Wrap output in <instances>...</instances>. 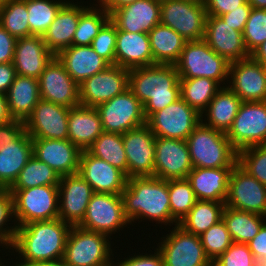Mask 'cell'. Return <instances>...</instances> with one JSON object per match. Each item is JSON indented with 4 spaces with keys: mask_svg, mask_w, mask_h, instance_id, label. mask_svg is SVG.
Listing matches in <instances>:
<instances>
[{
    "mask_svg": "<svg viewBox=\"0 0 266 266\" xmlns=\"http://www.w3.org/2000/svg\"><path fill=\"white\" fill-rule=\"evenodd\" d=\"M71 225L60 218L36 221L17 226L11 250L19 255L15 263L25 266L36 261H53L63 258Z\"/></svg>",
    "mask_w": 266,
    "mask_h": 266,
    "instance_id": "1",
    "label": "cell"
},
{
    "mask_svg": "<svg viewBox=\"0 0 266 266\" xmlns=\"http://www.w3.org/2000/svg\"><path fill=\"white\" fill-rule=\"evenodd\" d=\"M125 216L130 223L148 219L160 226L178 225L171 216L168 180L154 176L127 178L121 193ZM151 219V220H150Z\"/></svg>",
    "mask_w": 266,
    "mask_h": 266,
    "instance_id": "2",
    "label": "cell"
},
{
    "mask_svg": "<svg viewBox=\"0 0 266 266\" xmlns=\"http://www.w3.org/2000/svg\"><path fill=\"white\" fill-rule=\"evenodd\" d=\"M179 80L174 64H154L129 70L128 89L143 104L146 120L181 98Z\"/></svg>",
    "mask_w": 266,
    "mask_h": 266,
    "instance_id": "3",
    "label": "cell"
},
{
    "mask_svg": "<svg viewBox=\"0 0 266 266\" xmlns=\"http://www.w3.org/2000/svg\"><path fill=\"white\" fill-rule=\"evenodd\" d=\"M193 168H233L238 161L226 133L200 122L186 139Z\"/></svg>",
    "mask_w": 266,
    "mask_h": 266,
    "instance_id": "4",
    "label": "cell"
},
{
    "mask_svg": "<svg viewBox=\"0 0 266 266\" xmlns=\"http://www.w3.org/2000/svg\"><path fill=\"white\" fill-rule=\"evenodd\" d=\"M32 156V138L23 121L11 120L0 125V189L13 185Z\"/></svg>",
    "mask_w": 266,
    "mask_h": 266,
    "instance_id": "5",
    "label": "cell"
},
{
    "mask_svg": "<svg viewBox=\"0 0 266 266\" xmlns=\"http://www.w3.org/2000/svg\"><path fill=\"white\" fill-rule=\"evenodd\" d=\"M174 65L180 79L206 77L222 87L228 84L230 62L212 50L203 39L187 41Z\"/></svg>",
    "mask_w": 266,
    "mask_h": 266,
    "instance_id": "6",
    "label": "cell"
},
{
    "mask_svg": "<svg viewBox=\"0 0 266 266\" xmlns=\"http://www.w3.org/2000/svg\"><path fill=\"white\" fill-rule=\"evenodd\" d=\"M12 194L14 220L17 226L59 218L58 186L8 189Z\"/></svg>",
    "mask_w": 266,
    "mask_h": 266,
    "instance_id": "7",
    "label": "cell"
},
{
    "mask_svg": "<svg viewBox=\"0 0 266 266\" xmlns=\"http://www.w3.org/2000/svg\"><path fill=\"white\" fill-rule=\"evenodd\" d=\"M108 235L71 226L63 259L67 266H100L114 259ZM113 258H112V257Z\"/></svg>",
    "mask_w": 266,
    "mask_h": 266,
    "instance_id": "8",
    "label": "cell"
},
{
    "mask_svg": "<svg viewBox=\"0 0 266 266\" xmlns=\"http://www.w3.org/2000/svg\"><path fill=\"white\" fill-rule=\"evenodd\" d=\"M207 16L204 3L161 0L160 23L169 26L187 41L204 38Z\"/></svg>",
    "mask_w": 266,
    "mask_h": 266,
    "instance_id": "9",
    "label": "cell"
},
{
    "mask_svg": "<svg viewBox=\"0 0 266 266\" xmlns=\"http://www.w3.org/2000/svg\"><path fill=\"white\" fill-rule=\"evenodd\" d=\"M128 224L131 225L125 216L121 194L94 192L84 218L78 226L85 230L103 233L111 238L112 234L120 232Z\"/></svg>",
    "mask_w": 266,
    "mask_h": 266,
    "instance_id": "10",
    "label": "cell"
},
{
    "mask_svg": "<svg viewBox=\"0 0 266 266\" xmlns=\"http://www.w3.org/2000/svg\"><path fill=\"white\" fill-rule=\"evenodd\" d=\"M226 136L237 152L266 145V101L242 102Z\"/></svg>",
    "mask_w": 266,
    "mask_h": 266,
    "instance_id": "11",
    "label": "cell"
},
{
    "mask_svg": "<svg viewBox=\"0 0 266 266\" xmlns=\"http://www.w3.org/2000/svg\"><path fill=\"white\" fill-rule=\"evenodd\" d=\"M171 233L161 238L157 249L160 251L164 266H210L212 262L206 256L198 235L186 232L175 225Z\"/></svg>",
    "mask_w": 266,
    "mask_h": 266,
    "instance_id": "12",
    "label": "cell"
},
{
    "mask_svg": "<svg viewBox=\"0 0 266 266\" xmlns=\"http://www.w3.org/2000/svg\"><path fill=\"white\" fill-rule=\"evenodd\" d=\"M95 108L104 132L124 134L146 123L143 104L129 89Z\"/></svg>",
    "mask_w": 266,
    "mask_h": 266,
    "instance_id": "13",
    "label": "cell"
},
{
    "mask_svg": "<svg viewBox=\"0 0 266 266\" xmlns=\"http://www.w3.org/2000/svg\"><path fill=\"white\" fill-rule=\"evenodd\" d=\"M201 122V114L182 98L153 113L146 124L156 137L186 140Z\"/></svg>",
    "mask_w": 266,
    "mask_h": 266,
    "instance_id": "14",
    "label": "cell"
},
{
    "mask_svg": "<svg viewBox=\"0 0 266 266\" xmlns=\"http://www.w3.org/2000/svg\"><path fill=\"white\" fill-rule=\"evenodd\" d=\"M225 206L266 217V186L237 163L229 177Z\"/></svg>",
    "mask_w": 266,
    "mask_h": 266,
    "instance_id": "15",
    "label": "cell"
},
{
    "mask_svg": "<svg viewBox=\"0 0 266 266\" xmlns=\"http://www.w3.org/2000/svg\"><path fill=\"white\" fill-rule=\"evenodd\" d=\"M129 69L109 65L79 85L80 105L96 107L128 89Z\"/></svg>",
    "mask_w": 266,
    "mask_h": 266,
    "instance_id": "16",
    "label": "cell"
},
{
    "mask_svg": "<svg viewBox=\"0 0 266 266\" xmlns=\"http://www.w3.org/2000/svg\"><path fill=\"white\" fill-rule=\"evenodd\" d=\"M155 137L146 123L122 134L127 178L154 176Z\"/></svg>",
    "mask_w": 266,
    "mask_h": 266,
    "instance_id": "17",
    "label": "cell"
},
{
    "mask_svg": "<svg viewBox=\"0 0 266 266\" xmlns=\"http://www.w3.org/2000/svg\"><path fill=\"white\" fill-rule=\"evenodd\" d=\"M70 108L40 99L26 119L25 131L32 139H68Z\"/></svg>",
    "mask_w": 266,
    "mask_h": 266,
    "instance_id": "18",
    "label": "cell"
},
{
    "mask_svg": "<svg viewBox=\"0 0 266 266\" xmlns=\"http://www.w3.org/2000/svg\"><path fill=\"white\" fill-rule=\"evenodd\" d=\"M154 177L187 178L193 165L186 140L155 137Z\"/></svg>",
    "mask_w": 266,
    "mask_h": 266,
    "instance_id": "19",
    "label": "cell"
},
{
    "mask_svg": "<svg viewBox=\"0 0 266 266\" xmlns=\"http://www.w3.org/2000/svg\"><path fill=\"white\" fill-rule=\"evenodd\" d=\"M38 83L41 99L68 108L80 105L79 85L56 56L45 67Z\"/></svg>",
    "mask_w": 266,
    "mask_h": 266,
    "instance_id": "20",
    "label": "cell"
},
{
    "mask_svg": "<svg viewBox=\"0 0 266 266\" xmlns=\"http://www.w3.org/2000/svg\"><path fill=\"white\" fill-rule=\"evenodd\" d=\"M227 86L242 102L266 101V66L251 57L230 62Z\"/></svg>",
    "mask_w": 266,
    "mask_h": 266,
    "instance_id": "21",
    "label": "cell"
},
{
    "mask_svg": "<svg viewBox=\"0 0 266 266\" xmlns=\"http://www.w3.org/2000/svg\"><path fill=\"white\" fill-rule=\"evenodd\" d=\"M58 191L59 218L71 226H78L94 194L92 187L75 173L60 177Z\"/></svg>",
    "mask_w": 266,
    "mask_h": 266,
    "instance_id": "22",
    "label": "cell"
},
{
    "mask_svg": "<svg viewBox=\"0 0 266 266\" xmlns=\"http://www.w3.org/2000/svg\"><path fill=\"white\" fill-rule=\"evenodd\" d=\"M78 174L97 193L121 194L127 183V177L121 170L87 150L81 152Z\"/></svg>",
    "mask_w": 266,
    "mask_h": 266,
    "instance_id": "23",
    "label": "cell"
},
{
    "mask_svg": "<svg viewBox=\"0 0 266 266\" xmlns=\"http://www.w3.org/2000/svg\"><path fill=\"white\" fill-rule=\"evenodd\" d=\"M33 156L59 177L78 173L81 150L68 139H32Z\"/></svg>",
    "mask_w": 266,
    "mask_h": 266,
    "instance_id": "24",
    "label": "cell"
},
{
    "mask_svg": "<svg viewBox=\"0 0 266 266\" xmlns=\"http://www.w3.org/2000/svg\"><path fill=\"white\" fill-rule=\"evenodd\" d=\"M203 40L218 55L229 62L244 60L250 57L243 34L232 28L220 16L208 15Z\"/></svg>",
    "mask_w": 266,
    "mask_h": 266,
    "instance_id": "25",
    "label": "cell"
},
{
    "mask_svg": "<svg viewBox=\"0 0 266 266\" xmlns=\"http://www.w3.org/2000/svg\"><path fill=\"white\" fill-rule=\"evenodd\" d=\"M161 0H136L110 14L118 30L149 33L160 23Z\"/></svg>",
    "mask_w": 266,
    "mask_h": 266,
    "instance_id": "26",
    "label": "cell"
},
{
    "mask_svg": "<svg viewBox=\"0 0 266 266\" xmlns=\"http://www.w3.org/2000/svg\"><path fill=\"white\" fill-rule=\"evenodd\" d=\"M54 57L42 36L32 35L16 40L13 64L17 75L38 79Z\"/></svg>",
    "mask_w": 266,
    "mask_h": 266,
    "instance_id": "27",
    "label": "cell"
},
{
    "mask_svg": "<svg viewBox=\"0 0 266 266\" xmlns=\"http://www.w3.org/2000/svg\"><path fill=\"white\" fill-rule=\"evenodd\" d=\"M81 2L68 0L59 10L48 30L43 35L47 48L56 56L72 45L80 14L88 7ZM81 4V5H80Z\"/></svg>",
    "mask_w": 266,
    "mask_h": 266,
    "instance_id": "28",
    "label": "cell"
},
{
    "mask_svg": "<svg viewBox=\"0 0 266 266\" xmlns=\"http://www.w3.org/2000/svg\"><path fill=\"white\" fill-rule=\"evenodd\" d=\"M56 57L78 85L110 65L91 45H71L60 51Z\"/></svg>",
    "mask_w": 266,
    "mask_h": 266,
    "instance_id": "29",
    "label": "cell"
},
{
    "mask_svg": "<svg viewBox=\"0 0 266 266\" xmlns=\"http://www.w3.org/2000/svg\"><path fill=\"white\" fill-rule=\"evenodd\" d=\"M115 65L129 70L154 65L148 33L117 29Z\"/></svg>",
    "mask_w": 266,
    "mask_h": 266,
    "instance_id": "30",
    "label": "cell"
},
{
    "mask_svg": "<svg viewBox=\"0 0 266 266\" xmlns=\"http://www.w3.org/2000/svg\"><path fill=\"white\" fill-rule=\"evenodd\" d=\"M233 168H193L188 174L197 200L225 202Z\"/></svg>",
    "mask_w": 266,
    "mask_h": 266,
    "instance_id": "31",
    "label": "cell"
},
{
    "mask_svg": "<svg viewBox=\"0 0 266 266\" xmlns=\"http://www.w3.org/2000/svg\"><path fill=\"white\" fill-rule=\"evenodd\" d=\"M102 132V122L95 107L78 105L70 108L68 140L81 151L87 150Z\"/></svg>",
    "mask_w": 266,
    "mask_h": 266,
    "instance_id": "32",
    "label": "cell"
},
{
    "mask_svg": "<svg viewBox=\"0 0 266 266\" xmlns=\"http://www.w3.org/2000/svg\"><path fill=\"white\" fill-rule=\"evenodd\" d=\"M241 103L242 100L239 96L228 86H224L215 94L207 108L201 113V122L215 130L227 133L233 124Z\"/></svg>",
    "mask_w": 266,
    "mask_h": 266,
    "instance_id": "33",
    "label": "cell"
},
{
    "mask_svg": "<svg viewBox=\"0 0 266 266\" xmlns=\"http://www.w3.org/2000/svg\"><path fill=\"white\" fill-rule=\"evenodd\" d=\"M5 96L11 118L25 122L41 99L38 79L16 75Z\"/></svg>",
    "mask_w": 266,
    "mask_h": 266,
    "instance_id": "34",
    "label": "cell"
},
{
    "mask_svg": "<svg viewBox=\"0 0 266 266\" xmlns=\"http://www.w3.org/2000/svg\"><path fill=\"white\" fill-rule=\"evenodd\" d=\"M154 64H175L187 42L169 26L157 24L148 33Z\"/></svg>",
    "mask_w": 266,
    "mask_h": 266,
    "instance_id": "35",
    "label": "cell"
},
{
    "mask_svg": "<svg viewBox=\"0 0 266 266\" xmlns=\"http://www.w3.org/2000/svg\"><path fill=\"white\" fill-rule=\"evenodd\" d=\"M222 219L233 242L247 244L260 231L266 217L257 213L236 210L225 206Z\"/></svg>",
    "mask_w": 266,
    "mask_h": 266,
    "instance_id": "36",
    "label": "cell"
},
{
    "mask_svg": "<svg viewBox=\"0 0 266 266\" xmlns=\"http://www.w3.org/2000/svg\"><path fill=\"white\" fill-rule=\"evenodd\" d=\"M224 207L225 202L197 200L178 225L186 232L200 236L222 220Z\"/></svg>",
    "mask_w": 266,
    "mask_h": 266,
    "instance_id": "37",
    "label": "cell"
},
{
    "mask_svg": "<svg viewBox=\"0 0 266 266\" xmlns=\"http://www.w3.org/2000/svg\"><path fill=\"white\" fill-rule=\"evenodd\" d=\"M179 83L181 98L200 114L222 88L217 81L206 77L180 79Z\"/></svg>",
    "mask_w": 266,
    "mask_h": 266,
    "instance_id": "38",
    "label": "cell"
},
{
    "mask_svg": "<svg viewBox=\"0 0 266 266\" xmlns=\"http://www.w3.org/2000/svg\"><path fill=\"white\" fill-rule=\"evenodd\" d=\"M87 151L91 155L118 168L127 177V156L122 141V134L103 131Z\"/></svg>",
    "mask_w": 266,
    "mask_h": 266,
    "instance_id": "39",
    "label": "cell"
},
{
    "mask_svg": "<svg viewBox=\"0 0 266 266\" xmlns=\"http://www.w3.org/2000/svg\"><path fill=\"white\" fill-rule=\"evenodd\" d=\"M60 177L46 163L32 156L9 189H27L38 186H58Z\"/></svg>",
    "mask_w": 266,
    "mask_h": 266,
    "instance_id": "40",
    "label": "cell"
},
{
    "mask_svg": "<svg viewBox=\"0 0 266 266\" xmlns=\"http://www.w3.org/2000/svg\"><path fill=\"white\" fill-rule=\"evenodd\" d=\"M68 0H27L30 36H42Z\"/></svg>",
    "mask_w": 266,
    "mask_h": 266,
    "instance_id": "41",
    "label": "cell"
},
{
    "mask_svg": "<svg viewBox=\"0 0 266 266\" xmlns=\"http://www.w3.org/2000/svg\"><path fill=\"white\" fill-rule=\"evenodd\" d=\"M0 25L16 39L29 37L27 0H4Z\"/></svg>",
    "mask_w": 266,
    "mask_h": 266,
    "instance_id": "42",
    "label": "cell"
},
{
    "mask_svg": "<svg viewBox=\"0 0 266 266\" xmlns=\"http://www.w3.org/2000/svg\"><path fill=\"white\" fill-rule=\"evenodd\" d=\"M110 19L104 9L89 5L81 14L73 36L72 45H91L102 26Z\"/></svg>",
    "mask_w": 266,
    "mask_h": 266,
    "instance_id": "43",
    "label": "cell"
},
{
    "mask_svg": "<svg viewBox=\"0 0 266 266\" xmlns=\"http://www.w3.org/2000/svg\"><path fill=\"white\" fill-rule=\"evenodd\" d=\"M171 216L179 223L195 205L197 198L187 178L169 179Z\"/></svg>",
    "mask_w": 266,
    "mask_h": 266,
    "instance_id": "44",
    "label": "cell"
},
{
    "mask_svg": "<svg viewBox=\"0 0 266 266\" xmlns=\"http://www.w3.org/2000/svg\"><path fill=\"white\" fill-rule=\"evenodd\" d=\"M199 237L206 256L211 262H214L219 256H221L233 243L223 219L211 226Z\"/></svg>",
    "mask_w": 266,
    "mask_h": 266,
    "instance_id": "45",
    "label": "cell"
},
{
    "mask_svg": "<svg viewBox=\"0 0 266 266\" xmlns=\"http://www.w3.org/2000/svg\"><path fill=\"white\" fill-rule=\"evenodd\" d=\"M237 163L266 186V145L251 146L239 151Z\"/></svg>",
    "mask_w": 266,
    "mask_h": 266,
    "instance_id": "46",
    "label": "cell"
},
{
    "mask_svg": "<svg viewBox=\"0 0 266 266\" xmlns=\"http://www.w3.org/2000/svg\"><path fill=\"white\" fill-rule=\"evenodd\" d=\"M242 34L249 54L266 41V9L252 8Z\"/></svg>",
    "mask_w": 266,
    "mask_h": 266,
    "instance_id": "47",
    "label": "cell"
},
{
    "mask_svg": "<svg viewBox=\"0 0 266 266\" xmlns=\"http://www.w3.org/2000/svg\"><path fill=\"white\" fill-rule=\"evenodd\" d=\"M14 218L13 198L8 189H0V246H4L6 249L10 248L14 240L17 224ZM9 225L13 226H8Z\"/></svg>",
    "mask_w": 266,
    "mask_h": 266,
    "instance_id": "48",
    "label": "cell"
},
{
    "mask_svg": "<svg viewBox=\"0 0 266 266\" xmlns=\"http://www.w3.org/2000/svg\"><path fill=\"white\" fill-rule=\"evenodd\" d=\"M117 38V27L109 19L100 29L98 35L93 39L91 47L104 58L110 65H115V47Z\"/></svg>",
    "mask_w": 266,
    "mask_h": 266,
    "instance_id": "49",
    "label": "cell"
},
{
    "mask_svg": "<svg viewBox=\"0 0 266 266\" xmlns=\"http://www.w3.org/2000/svg\"><path fill=\"white\" fill-rule=\"evenodd\" d=\"M215 266H254L255 260L247 244L233 242L214 262Z\"/></svg>",
    "mask_w": 266,
    "mask_h": 266,
    "instance_id": "50",
    "label": "cell"
},
{
    "mask_svg": "<svg viewBox=\"0 0 266 266\" xmlns=\"http://www.w3.org/2000/svg\"><path fill=\"white\" fill-rule=\"evenodd\" d=\"M153 252L154 254L144 253V255L143 253H139V255L134 253V256L130 257L129 255L127 258H123L124 260H120L117 266H164L163 257L157 247Z\"/></svg>",
    "mask_w": 266,
    "mask_h": 266,
    "instance_id": "51",
    "label": "cell"
},
{
    "mask_svg": "<svg viewBox=\"0 0 266 266\" xmlns=\"http://www.w3.org/2000/svg\"><path fill=\"white\" fill-rule=\"evenodd\" d=\"M252 6L246 2L240 6V9H235L221 15L220 17L225 21L226 24L232 26L233 29L243 32L246 22L249 18Z\"/></svg>",
    "mask_w": 266,
    "mask_h": 266,
    "instance_id": "52",
    "label": "cell"
},
{
    "mask_svg": "<svg viewBox=\"0 0 266 266\" xmlns=\"http://www.w3.org/2000/svg\"><path fill=\"white\" fill-rule=\"evenodd\" d=\"M247 0H205L204 7L208 15L221 16L232 10L240 9Z\"/></svg>",
    "mask_w": 266,
    "mask_h": 266,
    "instance_id": "53",
    "label": "cell"
},
{
    "mask_svg": "<svg viewBox=\"0 0 266 266\" xmlns=\"http://www.w3.org/2000/svg\"><path fill=\"white\" fill-rule=\"evenodd\" d=\"M16 40L0 25V63L13 62Z\"/></svg>",
    "mask_w": 266,
    "mask_h": 266,
    "instance_id": "54",
    "label": "cell"
},
{
    "mask_svg": "<svg viewBox=\"0 0 266 266\" xmlns=\"http://www.w3.org/2000/svg\"><path fill=\"white\" fill-rule=\"evenodd\" d=\"M247 245L257 262L266 259V222L263 224L258 234L250 240Z\"/></svg>",
    "mask_w": 266,
    "mask_h": 266,
    "instance_id": "55",
    "label": "cell"
},
{
    "mask_svg": "<svg viewBox=\"0 0 266 266\" xmlns=\"http://www.w3.org/2000/svg\"><path fill=\"white\" fill-rule=\"evenodd\" d=\"M16 75L13 62L0 63V94H6Z\"/></svg>",
    "mask_w": 266,
    "mask_h": 266,
    "instance_id": "56",
    "label": "cell"
},
{
    "mask_svg": "<svg viewBox=\"0 0 266 266\" xmlns=\"http://www.w3.org/2000/svg\"><path fill=\"white\" fill-rule=\"evenodd\" d=\"M97 3L94 6L104 9L106 12L111 14L114 10L122 8L126 5L133 3L136 0H96Z\"/></svg>",
    "mask_w": 266,
    "mask_h": 266,
    "instance_id": "57",
    "label": "cell"
},
{
    "mask_svg": "<svg viewBox=\"0 0 266 266\" xmlns=\"http://www.w3.org/2000/svg\"><path fill=\"white\" fill-rule=\"evenodd\" d=\"M13 120L10 116L5 94H0V125Z\"/></svg>",
    "mask_w": 266,
    "mask_h": 266,
    "instance_id": "58",
    "label": "cell"
},
{
    "mask_svg": "<svg viewBox=\"0 0 266 266\" xmlns=\"http://www.w3.org/2000/svg\"><path fill=\"white\" fill-rule=\"evenodd\" d=\"M250 57L262 65L266 66V41L258 46L251 54Z\"/></svg>",
    "mask_w": 266,
    "mask_h": 266,
    "instance_id": "59",
    "label": "cell"
},
{
    "mask_svg": "<svg viewBox=\"0 0 266 266\" xmlns=\"http://www.w3.org/2000/svg\"><path fill=\"white\" fill-rule=\"evenodd\" d=\"M25 266H67L63 258L53 261H36Z\"/></svg>",
    "mask_w": 266,
    "mask_h": 266,
    "instance_id": "60",
    "label": "cell"
},
{
    "mask_svg": "<svg viewBox=\"0 0 266 266\" xmlns=\"http://www.w3.org/2000/svg\"><path fill=\"white\" fill-rule=\"evenodd\" d=\"M247 2L256 9H266V0H247Z\"/></svg>",
    "mask_w": 266,
    "mask_h": 266,
    "instance_id": "61",
    "label": "cell"
},
{
    "mask_svg": "<svg viewBox=\"0 0 266 266\" xmlns=\"http://www.w3.org/2000/svg\"><path fill=\"white\" fill-rule=\"evenodd\" d=\"M100 266H117V263L116 262L114 263V260L113 261L110 260L108 263L100 265Z\"/></svg>",
    "mask_w": 266,
    "mask_h": 266,
    "instance_id": "62",
    "label": "cell"
},
{
    "mask_svg": "<svg viewBox=\"0 0 266 266\" xmlns=\"http://www.w3.org/2000/svg\"><path fill=\"white\" fill-rule=\"evenodd\" d=\"M2 259H0V266H6V265H4V262L2 263V261H1ZM14 263V265L12 264V265H10V266H19V265H17V264H15V262H13ZM3 264V265H2ZM7 266H9V265H7Z\"/></svg>",
    "mask_w": 266,
    "mask_h": 266,
    "instance_id": "63",
    "label": "cell"
},
{
    "mask_svg": "<svg viewBox=\"0 0 266 266\" xmlns=\"http://www.w3.org/2000/svg\"><path fill=\"white\" fill-rule=\"evenodd\" d=\"M192 1L200 2V3H204L205 2V0H192Z\"/></svg>",
    "mask_w": 266,
    "mask_h": 266,
    "instance_id": "64",
    "label": "cell"
},
{
    "mask_svg": "<svg viewBox=\"0 0 266 266\" xmlns=\"http://www.w3.org/2000/svg\"><path fill=\"white\" fill-rule=\"evenodd\" d=\"M260 263L266 266V259H263Z\"/></svg>",
    "mask_w": 266,
    "mask_h": 266,
    "instance_id": "65",
    "label": "cell"
},
{
    "mask_svg": "<svg viewBox=\"0 0 266 266\" xmlns=\"http://www.w3.org/2000/svg\"><path fill=\"white\" fill-rule=\"evenodd\" d=\"M254 266H265V265L261 264L260 262H257Z\"/></svg>",
    "mask_w": 266,
    "mask_h": 266,
    "instance_id": "66",
    "label": "cell"
},
{
    "mask_svg": "<svg viewBox=\"0 0 266 266\" xmlns=\"http://www.w3.org/2000/svg\"><path fill=\"white\" fill-rule=\"evenodd\" d=\"M4 0H0V9L2 8Z\"/></svg>",
    "mask_w": 266,
    "mask_h": 266,
    "instance_id": "67",
    "label": "cell"
}]
</instances>
